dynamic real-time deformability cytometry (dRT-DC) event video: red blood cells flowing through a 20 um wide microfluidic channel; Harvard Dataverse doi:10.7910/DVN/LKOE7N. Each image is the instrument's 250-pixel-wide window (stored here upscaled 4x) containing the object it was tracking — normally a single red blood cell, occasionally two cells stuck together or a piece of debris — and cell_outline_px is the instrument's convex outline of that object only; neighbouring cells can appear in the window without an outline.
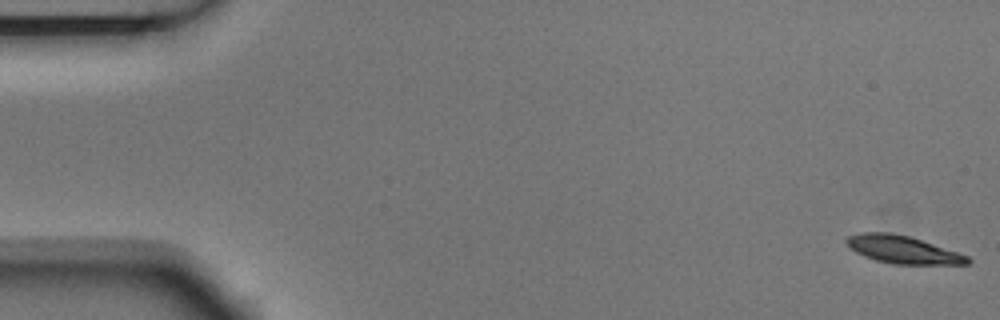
{"species": "Egyptian fruit bat (a non-hibernating species)", "species_latin": "Rousettus aegyptiacus", "temperature_condition": "room temperature", "stored_images_in_passage": 5, "camera_frame_rate_fps": 3000, "um_per_image_px": 0.085, "animal": {"sex": "male"}, "frame": {"image": 1, "passage_image": 1, "time_ms": 0.0, "image_size_px": [1000, 320], "cell_outline_px": [[972, 260], [968, 264], [892, 264], [876, 260], [864, 256], [856, 252], [844, 240], [848, 236], [860, 232], [892, 232], [908, 236], [968, 256]], "centroid_in_image_um": [76.7, 21.21], "position_along_channel_um": 8.3, "area_um2": 19.25}}
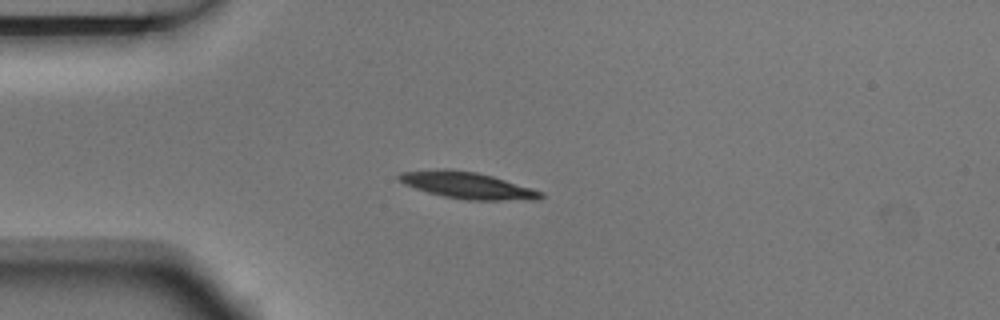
{"frame": {"image": 2, "passage_image": 5, "time_ms": 1.333, "image_size_px": [1000, 320], "cell_outline_px": [[544, 196], [540, 200], [464, 200], [444, 196], [428, 192], [404, 184], [396, 180], [396, 176], [400, 172], [444, 168], [476, 172], [492, 176], [532, 188], [544, 192]], "centroid_in_image_um": [39.73, 15.75], "position_along_channel_um": 45.3, "area_um2": 22.14}}